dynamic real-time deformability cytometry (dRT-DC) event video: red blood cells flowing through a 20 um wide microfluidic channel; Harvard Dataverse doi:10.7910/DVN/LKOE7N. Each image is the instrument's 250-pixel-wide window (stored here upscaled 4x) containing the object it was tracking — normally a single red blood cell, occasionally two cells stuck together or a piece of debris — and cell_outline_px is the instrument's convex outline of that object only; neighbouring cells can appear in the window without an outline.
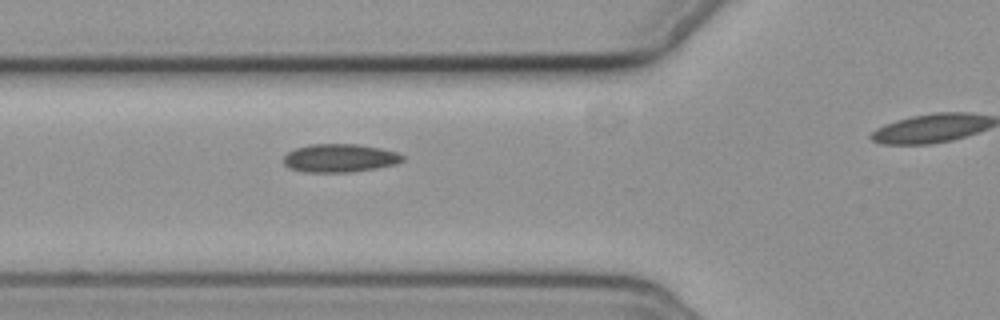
{"species": "common noctule bat (a hibernating species)", "species_latin": "Nyctalus noctula", "temperature_condition": "cold", "stored_images_in_passage": 4, "segment_of_instrument_passage": [1, 2], "camera_frame_rate_fps": 3000, "um_per_image_px": 0.085, "animal": {"sex": "female", "body_mass_g": 19.3, "forearm_length_mm": 54.1}, "frame": {"image": 1, "passage_image": 3, "time_ms": 2.333, "image_size_px": [1000, 320], "cell_outline_px": [[404, 160], [396, 164], [376, 168], [348, 172], [304, 172], [288, 168], [284, 164], [284, 156], [288, 152], [296, 148], [312, 144], [356, 144], [380, 148], [396, 152], [404, 156]], "centroid_in_image_um": [28.87, 13.44], "position_along_channel_um": 96.9, "area_um2": 19.54}}